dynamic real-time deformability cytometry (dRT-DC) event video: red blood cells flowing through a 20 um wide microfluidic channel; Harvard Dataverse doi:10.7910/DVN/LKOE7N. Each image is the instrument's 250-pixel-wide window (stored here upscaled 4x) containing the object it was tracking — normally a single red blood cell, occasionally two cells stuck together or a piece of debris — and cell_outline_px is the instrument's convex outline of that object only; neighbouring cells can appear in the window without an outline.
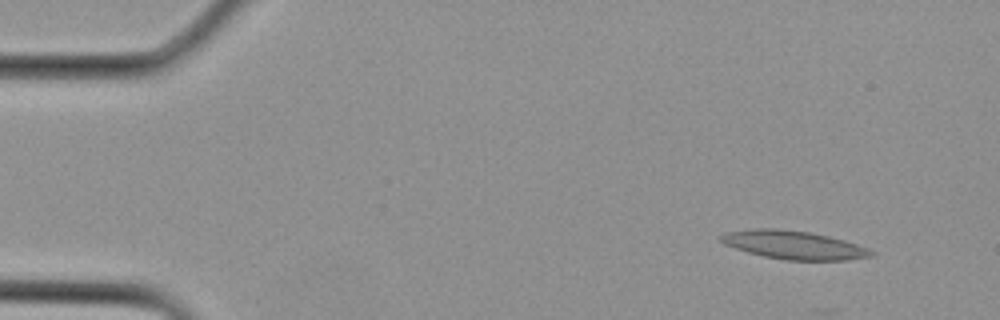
{"species": "Egyptian fruit bat (a non-hibernating species)", "species_latin": "Rousettus aegyptiacus", "temperature_condition": "cold", "stored_images_in_passage": 3, "camera_frame_rate_fps": 3000, "um_per_image_px": 0.085, "animal": {"sex": "female"}, "frame": {"image": 1, "passage_image": 1, "time_ms": 0.0, "image_size_px": [1000, 320], "cell_outline_px": [[876, 252], [872, 256], [848, 260], [784, 260], [764, 256], [748, 252], [724, 244], [720, 240], [720, 236], [724, 232], [756, 228], [776, 228], [808, 232], [828, 236], [844, 240], [868, 248]], "centroid_in_image_um": [67.47, 20.82], "position_along_channel_um": 17.5, "area_um2": 24.8}}